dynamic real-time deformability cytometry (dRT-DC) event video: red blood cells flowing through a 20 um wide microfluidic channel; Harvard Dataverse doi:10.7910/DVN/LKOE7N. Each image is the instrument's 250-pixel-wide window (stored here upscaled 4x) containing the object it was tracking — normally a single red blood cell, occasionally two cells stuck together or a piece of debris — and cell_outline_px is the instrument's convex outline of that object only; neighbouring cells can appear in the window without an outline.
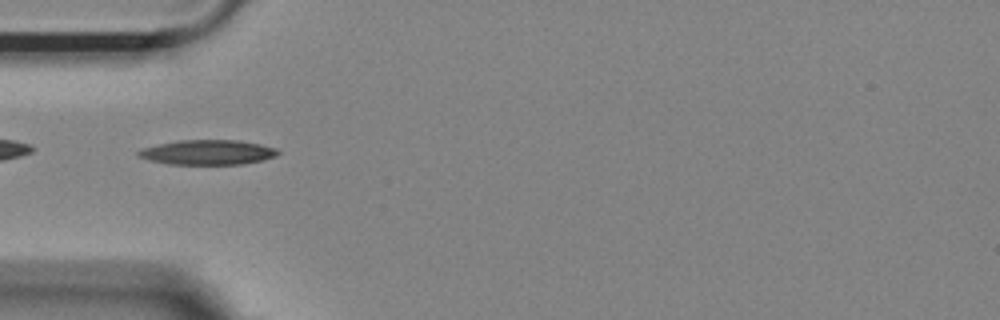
{"species": "Egyptian fruit bat (a non-hibernating species)", "species_latin": "Rousettus aegyptiacus", "temperature_condition": "room temperature", "stored_images_in_passage": 39, "camera_frame_rate_fps": 3000, "um_per_image_px": 0.085, "animal": {"sex": "female"}, "frame": {"image": 1, "passage_image": 1, "time_ms": 0.0, "image_size_px": [1000, 320], "cell_outline_px": [[280, 152], [276, 156], [264, 160], [244, 164], [168, 164], [148, 160], [136, 156], [136, 152], [144, 148], [160, 144], [180, 140], [240, 140], [260, 144], [276, 148]], "centroid_in_image_um": [17.67, 12.95], "position_along_channel_um": 67.3, "area_um2": 20.23}}
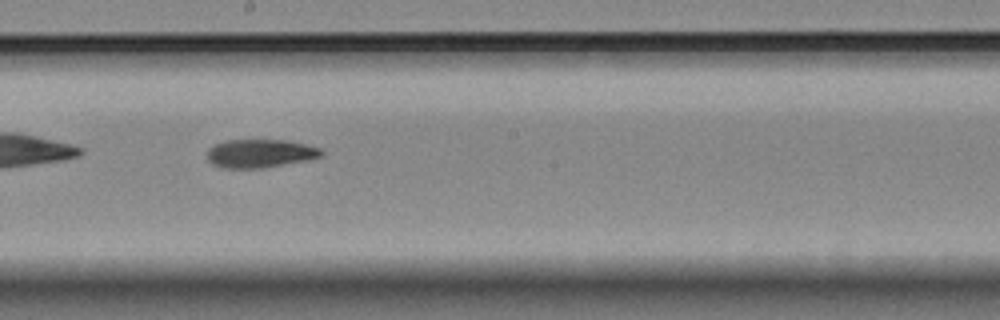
{"frame": {"image": 2, "passage_image": 14, "time_ms": 4.333, "image_size_px": [1000, 320], "cell_outline_px": [[324, 156], [304, 160], [260, 168], [224, 168], [212, 164], [208, 160], [208, 148], [224, 140], [288, 140], [320, 148], [324, 152]], "centroid_in_image_um": [22.09, 13.03], "position_along_channel_um": 226.1, "area_um2": 18.73}}
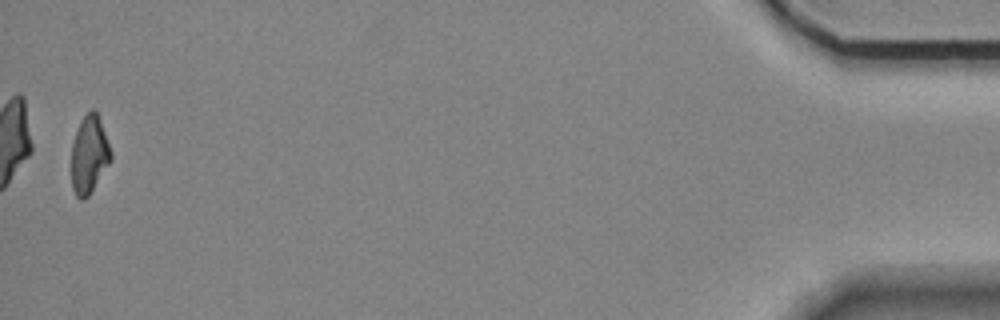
{"frame": {"image": 3, "passage_image": 38, "time_ms": 12.333, "image_size_px": [1000, 320], "cell_outline_px": [[112, 160], [88, 196], [84, 200], [80, 200], [76, 196], [72, 188], [72, 144], [80, 120], [92, 108], [96, 112], [100, 120], [112, 152]], "centroid_in_image_um": [7.59, 13.16], "position_along_channel_um": 427.6, "area_um2": 17.8}, "authors_computed_cell_mechanics": {"area_um2": 19.1318, "velocity_mm_per_s": 3.6462, "shape_relaxation_time_tau1_ms": 4.6672, "shape_relaxation_time_tau2_ms": 6.495, "deformation_change_tau1": 0.157, "deformation_change_tau2": 0.1465}}